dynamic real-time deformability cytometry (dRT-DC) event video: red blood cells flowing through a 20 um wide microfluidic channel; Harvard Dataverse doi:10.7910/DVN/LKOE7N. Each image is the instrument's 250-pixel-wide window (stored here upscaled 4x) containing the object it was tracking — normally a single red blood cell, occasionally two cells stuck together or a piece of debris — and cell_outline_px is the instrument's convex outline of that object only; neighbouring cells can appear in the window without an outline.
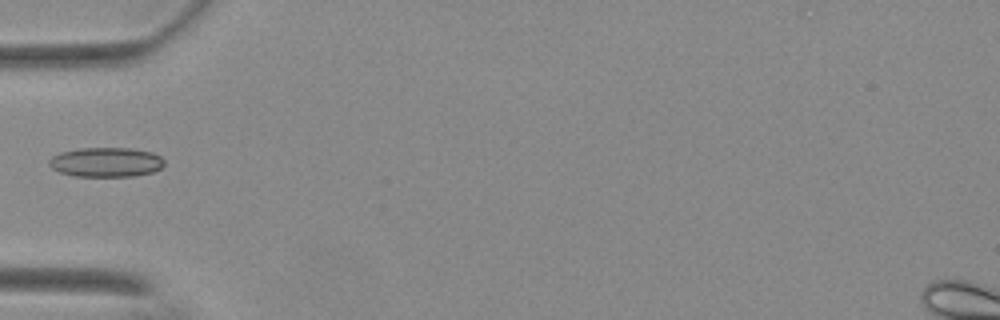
{"species": "Egyptian fruit bat (a non-hibernating species)", "species_latin": "Rousettus aegyptiacus", "temperature_condition": "warm", "stored_images_in_passage": 37, "camera_frame_rate_fps": 3000, "um_per_image_px": 0.085, "animal": {"sex": "female"}, "frame": {"image": 1, "passage_image": 1, "time_ms": 0.0, "image_size_px": [1000, 320], "cell_outline_px": [[164, 164], [160, 168], [152, 172], [132, 176], [76, 176], [60, 172], [52, 168], [48, 164], [48, 160], [52, 156], [60, 152], [80, 148], [132, 148], [152, 152], [160, 156], [164, 160]], "centroid_in_image_um": [9.0, 13.77], "position_along_channel_um": 76.0, "area_um2": 19.83}}
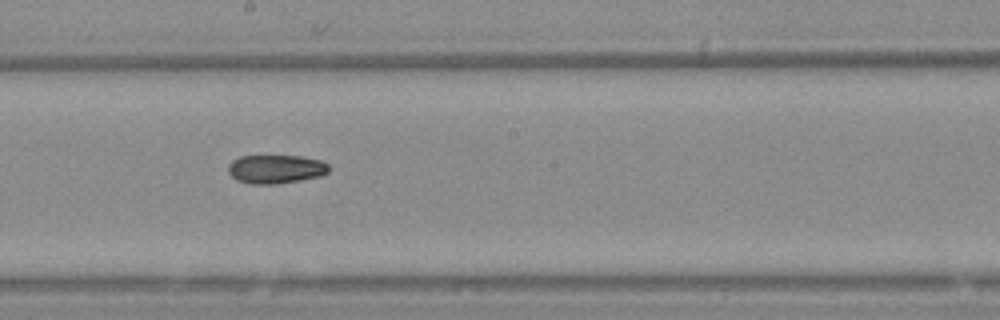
{"frame": {"image": 2, "passage_image": 13, "time_ms": 4.0, "image_size_px": [1000, 320], "cell_outline_px": [[328, 172], [320, 176], [300, 180], [276, 184], [252, 184], [236, 180], [228, 172], [228, 164], [232, 160], [240, 156], [300, 156], [320, 160], [328, 164]], "centroid_in_image_um": [23.41, 14.37], "position_along_channel_um": 224.8, "area_um2": 16.82}}
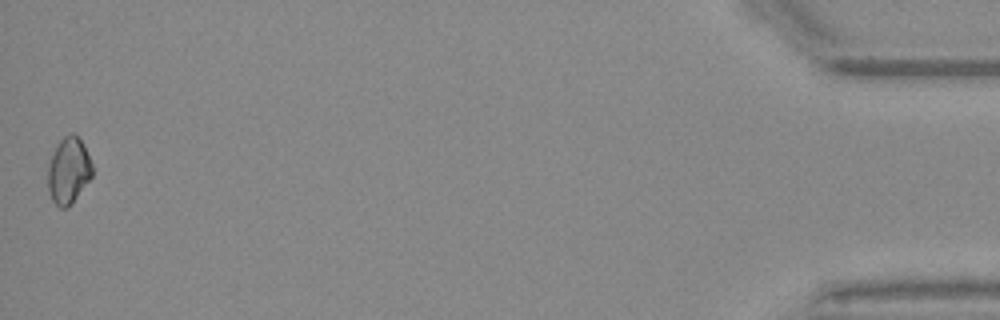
{"frame": {"image": 3, "passage_image": 37, "time_ms": 12.0, "image_size_px": [1000, 320], "cell_outline_px": [[92, 176], [68, 208], [60, 208], [52, 200], [48, 188], [48, 164], [60, 140], [68, 132], [72, 132], [84, 144], [92, 164]], "centroid_in_image_um": [5.83, 14.5], "position_along_channel_um": 429.4, "area_um2": 16.99}}